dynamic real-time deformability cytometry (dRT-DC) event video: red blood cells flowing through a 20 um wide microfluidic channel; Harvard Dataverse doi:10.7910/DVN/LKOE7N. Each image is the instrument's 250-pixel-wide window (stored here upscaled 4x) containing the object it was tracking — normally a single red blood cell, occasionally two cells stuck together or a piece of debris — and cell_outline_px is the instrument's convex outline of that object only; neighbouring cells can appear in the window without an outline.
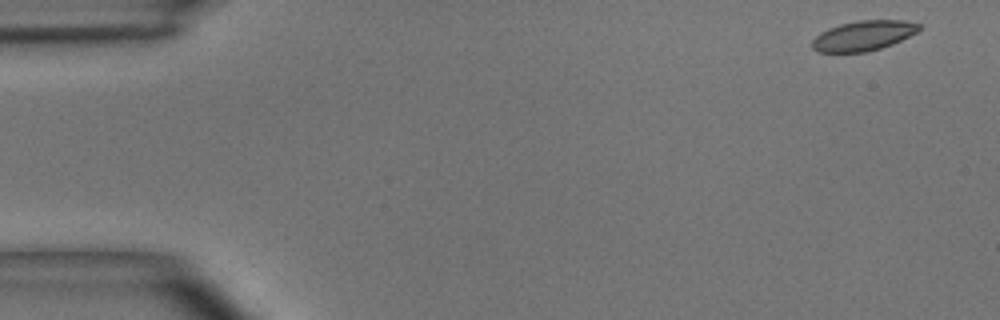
{"species": "common noctule bat (a hibernating species)", "species_latin": "Nyctalus noctula", "temperature_condition": "room temperature", "stored_images_in_passage": 5, "camera_frame_rate_fps": 3000, "um_per_image_px": 0.085, "animal": {"sex": "male", "body_mass_g": 15.6}, "frame": {"image": 1, "passage_image": 1, "time_ms": 0.0, "image_size_px": [1000, 320], "cell_outline_px": [[920, 28], [916, 32], [892, 44], [868, 52], [816, 52], [812, 48], [812, 40], [820, 32], [828, 28], [840, 24], [860, 20], [904, 20], [920, 24]], "centroid_in_image_um": [73.35, 3.03], "position_along_channel_um": 11.6, "area_um2": 18.61}}
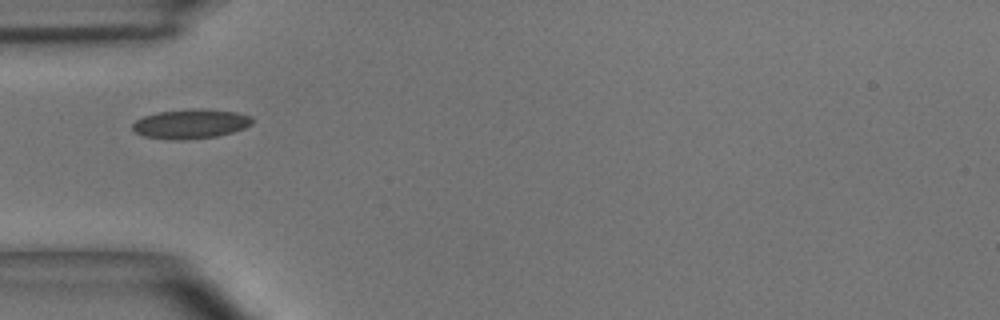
{"frame": {"image": 2, "passage_image": 4, "time_ms": 1.0, "image_size_px": [1000, 320], "cell_outline_px": [[252, 124], [244, 128], [232, 132], [216, 136], [184, 140], [172, 140], [144, 136], [136, 132], [132, 128], [132, 124], [136, 120], [144, 116], [160, 112], [192, 108], [200, 108], [236, 112], [252, 116]], "centroid_in_image_um": [16.21, 10.52], "position_along_channel_um": 68.8, "area_um2": 20.52}}
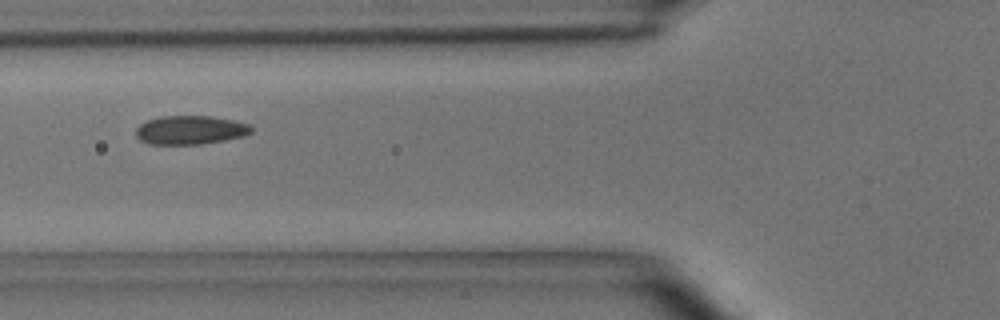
{"frame": {"image": 3, "passage_image": 5, "time_ms": 1.333, "image_size_px": [1000, 320], "cell_outline_px": [[252, 132], [244, 136], [224, 140], [200, 144], [148, 144], [140, 140], [136, 136], [136, 128], [140, 124], [148, 120], [160, 116], [212, 116], [232, 120], [248, 124], [252, 128]], "centroid_in_image_um": [16.16, 11.05], "position_along_channel_um": 109.6, "area_um2": 19.31}}